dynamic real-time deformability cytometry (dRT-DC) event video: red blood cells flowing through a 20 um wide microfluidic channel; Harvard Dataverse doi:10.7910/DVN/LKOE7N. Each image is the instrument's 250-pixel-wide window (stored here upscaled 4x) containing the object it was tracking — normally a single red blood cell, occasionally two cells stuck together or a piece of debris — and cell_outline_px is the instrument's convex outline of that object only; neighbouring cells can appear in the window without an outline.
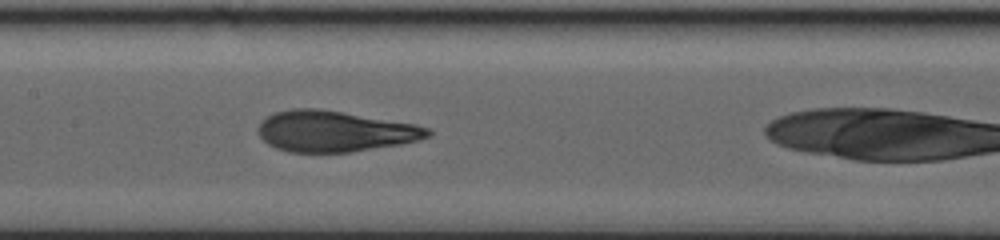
{"species": "human", "species_latin": "Homo sapiens", "temperature_condition": "warm", "stored_images_in_passage": 11, "camera_frame_rate_fps": 3000, "um_per_image_px": 0.085, "donor": {"sex": "male"}, "frame": {"image": 1, "passage_image": 10, "time_ms": 4.0, "image_size_px": [1000, 240], "cell_outline_px": [[432, 132], [428, 136], [420, 140], [400, 144], [348, 152], [288, 152], [276, 148], [268, 144], [260, 136], [260, 120], [264, 116], [276, 112], [292, 108], [320, 108], [416, 124], [428, 128]], "centroid_in_image_um": [28.43, 11.15], "position_along_channel_um": 179.0, "area_um2": 40.4}}